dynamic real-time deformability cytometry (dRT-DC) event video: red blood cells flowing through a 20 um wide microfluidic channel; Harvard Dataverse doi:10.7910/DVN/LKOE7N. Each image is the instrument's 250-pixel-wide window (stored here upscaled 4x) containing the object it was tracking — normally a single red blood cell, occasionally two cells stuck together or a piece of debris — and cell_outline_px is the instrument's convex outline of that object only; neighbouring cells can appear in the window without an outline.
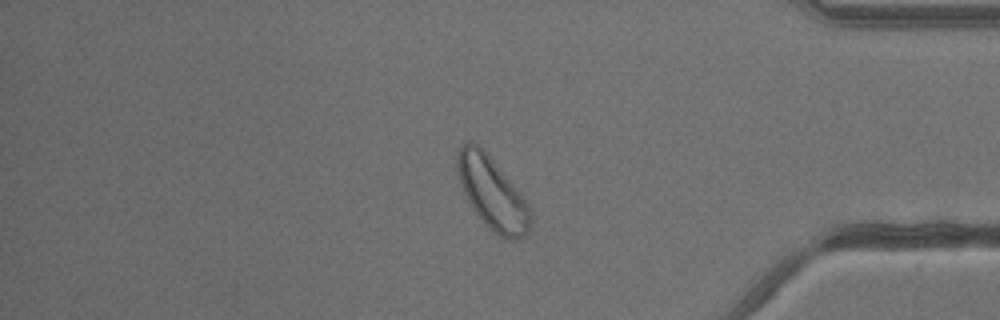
{"species": "common noctule bat (a hibernating species)", "species_latin": "Nyctalus noctula", "temperature_condition": "warm", "stored_images_in_passage": 40, "camera_frame_rate_fps": 3000, "um_per_image_px": 0.085, "animal": {"sex": "male", "body_mass_g": 13.3}, "frame": {"image": 1, "passage_image": 34, "time_ms": 11.0, "image_size_px": [1000, 320], "cell_outline_px": [[532, 220], [528, 232], [524, 236], [516, 240], [512, 240], [500, 236], [492, 232], [476, 212], [468, 200], [460, 184], [456, 168], [456, 156], [460, 148], [468, 140], [472, 140], [492, 160], [520, 192], [528, 204], [532, 212]], "centroid_in_image_um": [41.85, 16.45], "position_along_channel_um": 393.3, "area_um2": 30.4}}
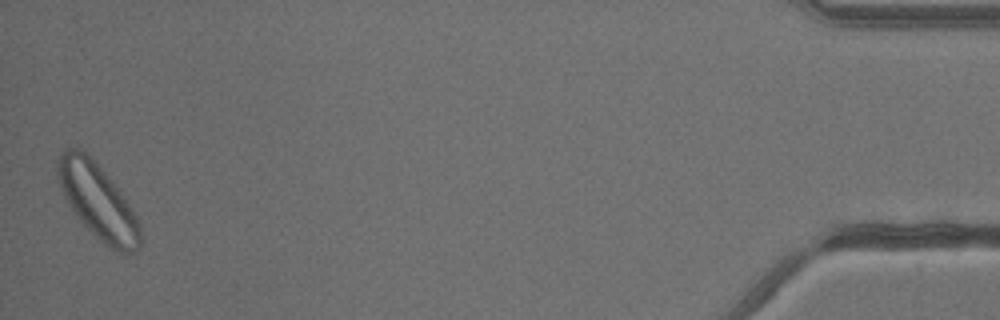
{"frame": {"image": 2, "passage_image": 40, "time_ms": 13.0, "image_size_px": [1000, 320], "cell_outline_px": [[140, 248], [136, 252], [116, 252], [108, 248], [80, 220], [68, 204], [60, 188], [56, 176], [56, 160], [64, 148], [80, 148], [104, 172], [120, 192], [132, 208], [140, 224]], "centroid_in_image_um": [8.29, 17.12], "position_along_channel_um": 426.9, "area_um2": 35.78}}